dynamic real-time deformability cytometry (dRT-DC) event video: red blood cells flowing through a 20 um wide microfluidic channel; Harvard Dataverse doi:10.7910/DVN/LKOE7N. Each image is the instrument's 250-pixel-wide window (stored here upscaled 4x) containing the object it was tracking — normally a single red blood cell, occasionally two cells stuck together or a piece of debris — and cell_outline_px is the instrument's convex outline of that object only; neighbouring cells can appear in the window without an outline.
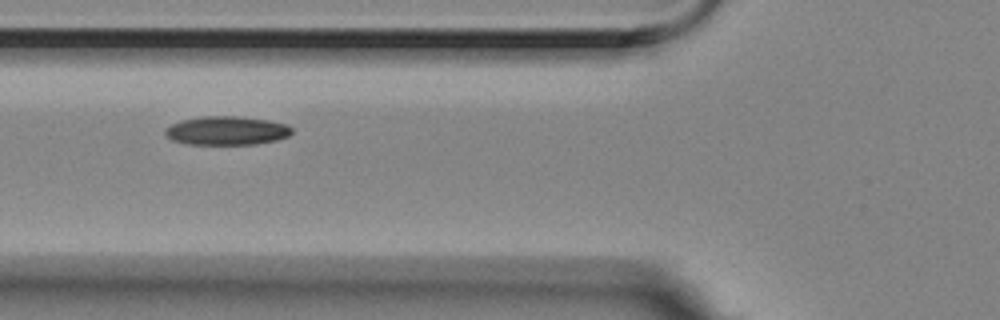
{"species": "Egyptian fruit bat (a non-hibernating species)", "species_latin": "Rousettus aegyptiacus", "temperature_condition": "room temperature", "stored_images_in_passage": 10, "camera_frame_rate_fps": 3000, "um_per_image_px": 0.085, "animal": {"sex": "female"}, "frame": {"image": 1, "passage_image": 4, "time_ms": 1.0, "image_size_px": [1000, 320], "cell_outline_px": [[292, 132], [288, 136], [276, 140], [256, 144], [188, 144], [172, 140], [164, 136], [164, 128], [180, 120], [204, 116], [236, 116], [268, 120], [288, 124], [292, 128]], "centroid_in_image_um": [19.24, 11.1], "position_along_channel_um": 106.6, "area_um2": 21.33}}
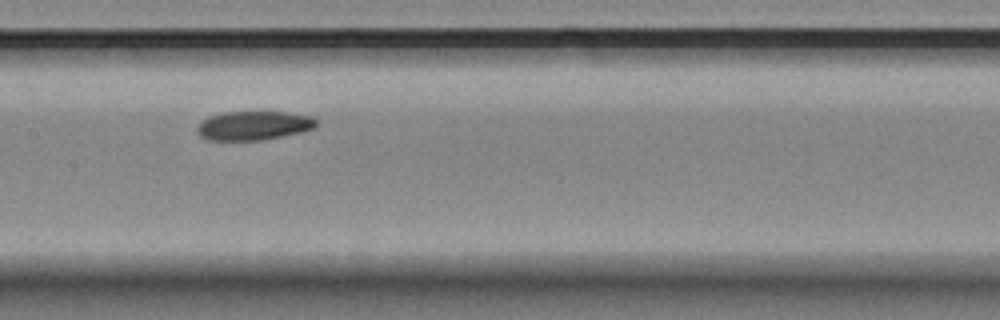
{"frame": {"image": 2, "passage_image": 6, "time_ms": 1.667, "image_size_px": [1000, 320], "cell_outline_px": [[316, 128], [284, 136], [264, 140], [204, 140], [196, 132], [196, 128], [208, 116], [220, 112], [284, 112], [312, 116], [316, 120]], "centroid_in_image_um": [21.54, 10.68], "position_along_channel_um": 185.9, "area_um2": 20.29}}
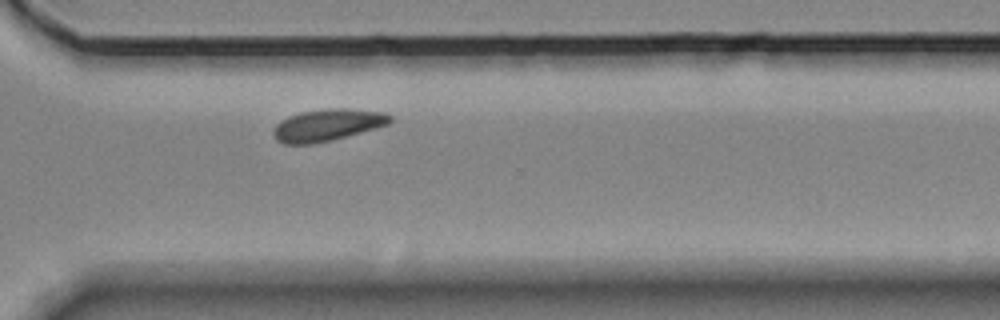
{"frame": {"image": 3, "passage_image": 10, "time_ms": 3.0, "image_size_px": [1000, 320], "cell_outline_px": [[392, 120], [388, 124], [376, 128], [332, 140], [312, 144], [280, 144], [272, 136], [272, 132], [276, 124], [280, 120], [288, 116], [300, 112], [324, 108], [348, 108], [384, 112], [392, 116]], "centroid_in_image_um": [27.79, 10.62], "position_along_channel_um": 342.8, "area_um2": 22.02}}